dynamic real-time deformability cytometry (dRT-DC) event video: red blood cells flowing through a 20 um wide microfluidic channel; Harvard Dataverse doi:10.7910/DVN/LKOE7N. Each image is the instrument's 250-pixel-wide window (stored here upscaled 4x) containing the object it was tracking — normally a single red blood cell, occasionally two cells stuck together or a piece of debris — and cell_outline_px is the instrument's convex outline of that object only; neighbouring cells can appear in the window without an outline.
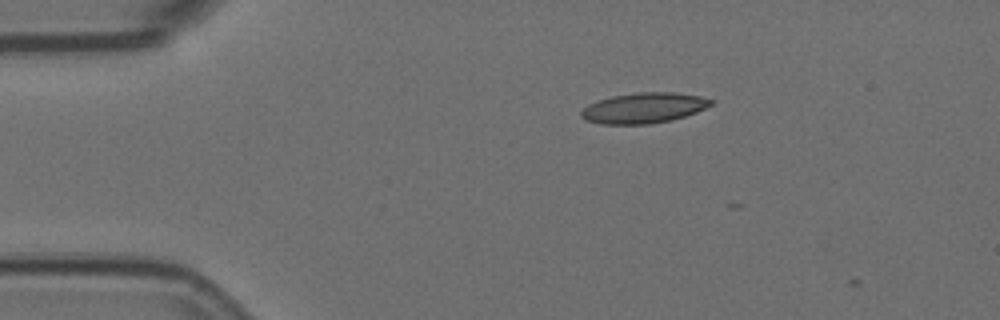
{"species": "Egyptian fruit bat (a non-hibernating species)", "species_latin": "Rousettus aegyptiacus", "temperature_condition": "room temperature", "stored_images_in_passage": 2, "camera_frame_rate_fps": 3000, "um_per_image_px": 0.085, "animal": {"sex": "female"}, "frame": {"image": 1, "passage_image": 1, "time_ms": 0.0, "image_size_px": [1000, 320], "cell_outline_px": [[712, 104], [696, 112], [672, 120], [648, 124], [600, 124], [584, 120], [580, 116], [580, 112], [588, 104], [596, 100], [612, 96], [636, 92], [676, 92], [700, 96], [712, 100]], "centroid_in_image_um": [54.67, 9.17], "position_along_channel_um": 30.3, "area_um2": 23.12}}